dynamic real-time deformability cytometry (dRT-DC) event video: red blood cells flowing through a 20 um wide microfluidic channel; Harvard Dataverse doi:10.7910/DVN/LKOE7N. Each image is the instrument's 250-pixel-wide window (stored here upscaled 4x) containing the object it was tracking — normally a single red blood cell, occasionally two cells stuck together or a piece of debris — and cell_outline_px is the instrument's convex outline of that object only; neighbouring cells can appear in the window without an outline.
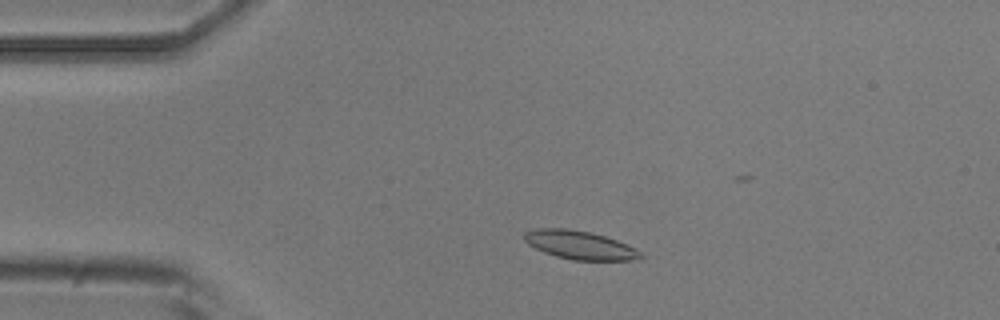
{"species": "common noctule bat (a hibernating species)", "species_latin": "Nyctalus noctula", "temperature_condition": "room temperature", "stored_images_in_passage": 4, "camera_frame_rate_fps": 3000, "um_per_image_px": 0.085, "animal": {"sex": "male", "body_mass_g": 20.5, "forearm_length_mm": 52.5}, "frame": {"image": 1, "passage_image": 3, "time_ms": 2.333, "image_size_px": [1000, 320], "cell_outline_px": [[644, 256], [640, 260], [572, 260], [556, 256], [544, 252], [528, 244], [524, 240], [524, 232], [536, 228], [568, 228], [588, 232], [604, 236], [616, 240], [636, 248]], "centroid_in_image_um": [49.29, 20.83], "position_along_channel_um": 35.7, "area_um2": 19.31}}